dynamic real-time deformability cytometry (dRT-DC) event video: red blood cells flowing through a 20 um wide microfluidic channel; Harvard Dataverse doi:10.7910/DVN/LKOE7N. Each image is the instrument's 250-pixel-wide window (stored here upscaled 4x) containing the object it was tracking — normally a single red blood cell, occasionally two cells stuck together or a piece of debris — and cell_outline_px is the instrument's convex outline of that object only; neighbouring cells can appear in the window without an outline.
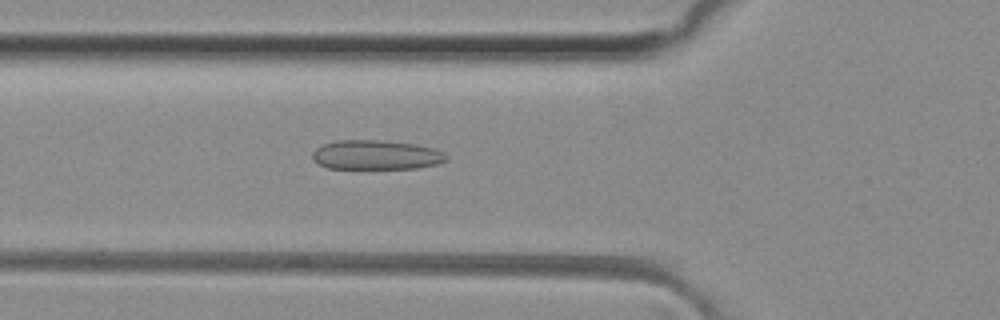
{"species": "common noctule bat (a hibernating species)", "species_latin": "Nyctalus noctula", "temperature_condition": "room temperature", "stored_images_in_passage": 36, "camera_frame_rate_fps": 3000, "um_per_image_px": 0.085, "animal": {"sex": "female", "body_mass_g": 29.2, "forearm_length_mm": 56.3}, "frame": {"image": 1, "passage_image": 4, "time_ms": 1.0, "image_size_px": [1000, 320], "cell_outline_px": [[448, 160], [436, 164], [416, 168], [328, 168], [312, 160], [312, 152], [316, 148], [324, 144], [336, 140], [380, 140], [412, 144], [432, 148], [444, 152], [448, 156]], "centroid_in_image_um": [31.95, 13.16], "position_along_channel_um": 93.8, "area_um2": 22.83}}
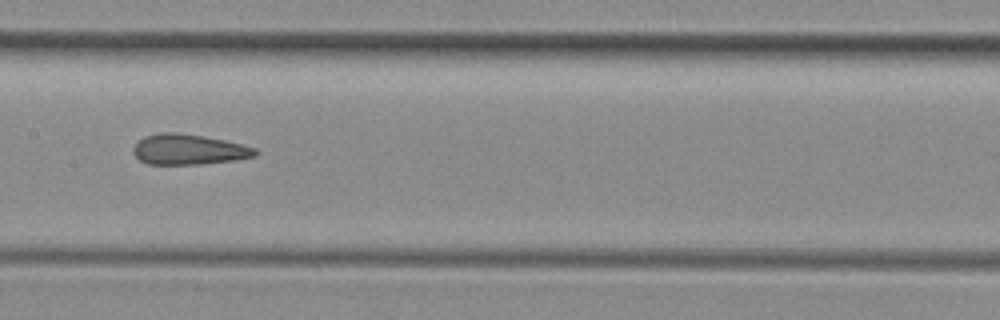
{"frame": {"image": 2, "passage_image": 11, "time_ms": 3.333, "image_size_px": [1000, 320], "cell_outline_px": [[260, 152], [256, 156], [232, 160], [200, 164], [148, 164], [140, 160], [132, 152], [132, 148], [144, 136], [160, 132], [176, 132], [224, 140], [256, 148]], "centroid_in_image_um": [16.02, 12.7], "position_along_channel_um": 191.4, "area_um2": 21.44}}
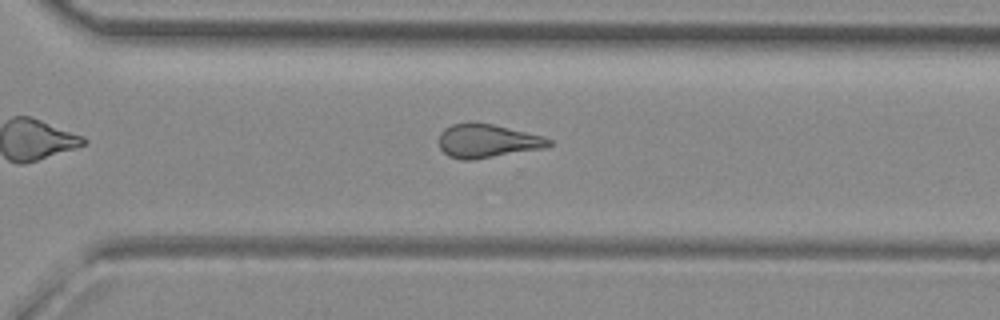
{"frame": {"image": 3, "passage_image": 21, "time_ms": 6.667, "image_size_px": [1000, 320], "cell_outline_px": [[552, 144], [544, 148], [472, 160], [460, 160], [448, 156], [440, 148], [440, 132], [444, 128], [452, 124], [492, 124], [544, 136], [552, 140]], "centroid_in_image_um": [41.43, 12.0], "position_along_channel_um": 329.2, "area_um2": 21.21}, "authors_computed_cell_mechanics": {"area_um2": 21.6172, "velocity_mm_per_s": 4.1495, "shape_relaxation_time_tau1_ms": null, "shape_relaxation_time_tau2_ms": 2.2239, "deformation_change_tau1": null, "deformation_change_tau2": 0.1126}}